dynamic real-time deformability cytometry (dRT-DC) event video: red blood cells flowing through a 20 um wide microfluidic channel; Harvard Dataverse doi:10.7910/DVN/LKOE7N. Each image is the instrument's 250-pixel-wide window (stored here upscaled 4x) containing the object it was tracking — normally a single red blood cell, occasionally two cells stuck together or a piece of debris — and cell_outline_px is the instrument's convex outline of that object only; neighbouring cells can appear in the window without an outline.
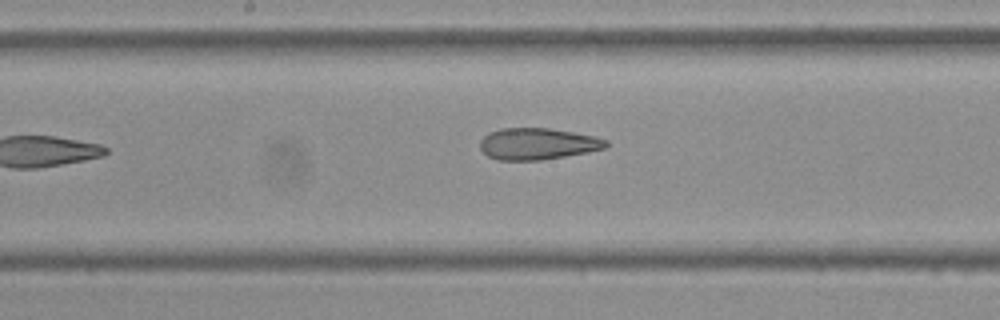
{"species": "Egyptian fruit bat (a non-hibernating species)", "species_latin": "Rousettus aegyptiacus", "temperature_condition": "cold", "stored_images_in_passage": 8, "camera_frame_rate_fps": 3000, "um_per_image_px": 0.085, "frame": {"image": 1, "passage_image": 8, "time_ms": 2.333, "image_size_px": [1000, 320], "cell_outline_px": [[608, 144], [604, 148], [588, 152], [540, 160], [496, 160], [488, 156], [480, 148], [480, 140], [488, 132], [500, 128], [548, 128], [596, 136], [608, 140]], "centroid_in_image_um": [45.68, 12.22], "position_along_channel_um": 202.5, "area_um2": 23.18}}